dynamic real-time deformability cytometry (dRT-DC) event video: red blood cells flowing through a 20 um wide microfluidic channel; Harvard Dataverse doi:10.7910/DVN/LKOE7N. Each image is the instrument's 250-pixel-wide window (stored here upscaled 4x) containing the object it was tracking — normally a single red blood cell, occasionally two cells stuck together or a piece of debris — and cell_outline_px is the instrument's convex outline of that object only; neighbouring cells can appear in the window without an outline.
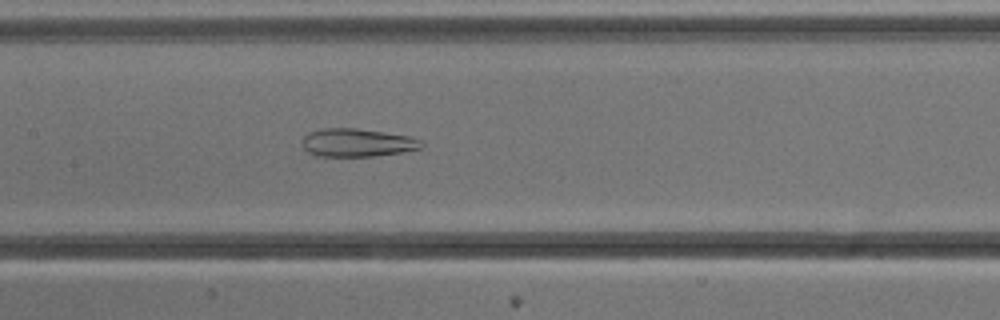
{"species": "common noctule bat (a hibernating species)", "species_latin": "Nyctalus noctula", "temperature_condition": "cold", "stored_images_in_passage": 53, "camera_frame_rate_fps": 3000, "um_per_image_px": 0.085, "animal": {"sex": "male", "body_mass_g": 13.3}, "frame": {"image": 1, "passage_image": 25, "time_ms": 8.0, "image_size_px": [1000, 320], "cell_outline_px": [[424, 144], [420, 148], [400, 152], [372, 156], [316, 156], [308, 152], [304, 148], [300, 140], [308, 132], [324, 128], [356, 128], [408, 136], [424, 140]], "centroid_in_image_um": [30.32, 12.12], "position_along_channel_um": 177.1, "area_um2": 19.54}}
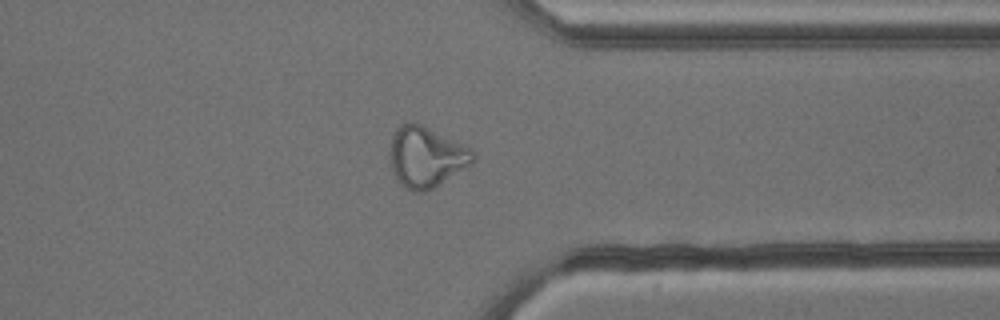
{"frame": {"image": 2, "passage_image": 41, "time_ms": 13.333, "image_size_px": [1000, 320], "cell_outline_px": [[476, 156], [472, 164], [432, 188], [424, 192], [416, 192], [404, 188], [400, 184], [392, 168], [388, 156], [392, 136], [396, 128], [400, 124], [424, 124], [472, 148], [476, 152]], "centroid_in_image_um": [36.24, 13.32], "position_along_channel_um": 375.2, "area_um2": 29.59}}
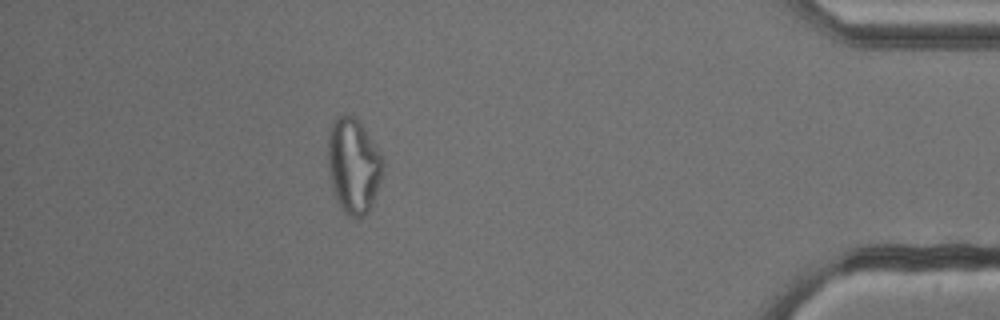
{"frame": {"image": 3, "passage_image": 47, "time_ms": 15.333, "image_size_px": [1000, 320], "cell_outline_px": [[384, 164], [372, 204], [368, 212], [364, 216], [348, 216], [344, 212], [332, 188], [328, 168], [328, 136], [332, 124], [336, 116], [356, 116], [360, 120], [380, 152], [384, 160]], "centroid_in_image_um": [30.04, 14.04], "position_along_channel_um": 405.2, "area_um2": 30.23}, "authors_computed_cell_mechanics": {"area_um2": 29.2468, "velocity_mm_per_s": 3.8244, "shape_relaxation_time_tau1_ms": null, "shape_relaxation_time_tau2_ms": 1.8019, "deformation_change_tau1": null, "deformation_change_tau2": 0.1037}}